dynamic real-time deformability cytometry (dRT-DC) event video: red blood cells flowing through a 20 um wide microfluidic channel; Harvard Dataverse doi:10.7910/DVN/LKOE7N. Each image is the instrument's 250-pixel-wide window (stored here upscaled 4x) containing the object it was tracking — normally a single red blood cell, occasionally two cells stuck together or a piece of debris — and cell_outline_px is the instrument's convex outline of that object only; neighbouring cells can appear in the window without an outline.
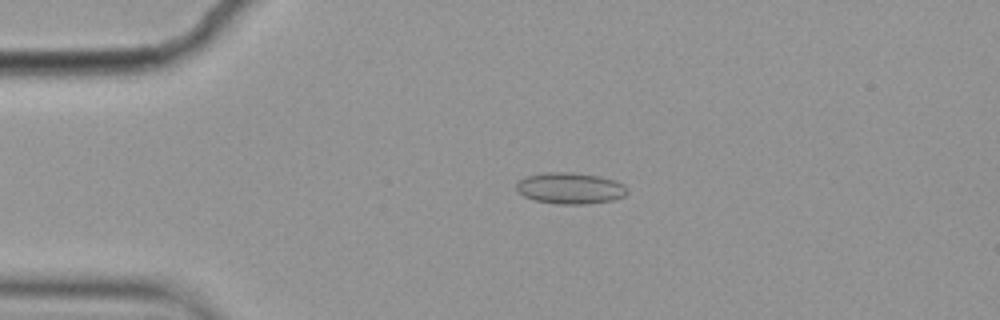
{"species": "common noctule bat (a hibernating species)", "species_latin": "Nyctalus noctula", "temperature_condition": "cold", "stored_images_in_passage": 4, "camera_frame_rate_fps": 3000, "um_per_image_px": 0.085, "animal": {"sex": "female", "body_mass_g": 19.9}, "frame": {"image": 1, "passage_image": 3, "time_ms": 0.667, "image_size_px": [1000, 320], "cell_outline_px": [[628, 192], [624, 196], [612, 200], [584, 204], [560, 204], [536, 200], [524, 196], [516, 192], [516, 184], [524, 176], [544, 172], [572, 172], [600, 176], [616, 180], [624, 184], [628, 188]], "centroid_in_image_um": [48.47, 15.98], "position_along_channel_um": 36.5, "area_um2": 20.4}}